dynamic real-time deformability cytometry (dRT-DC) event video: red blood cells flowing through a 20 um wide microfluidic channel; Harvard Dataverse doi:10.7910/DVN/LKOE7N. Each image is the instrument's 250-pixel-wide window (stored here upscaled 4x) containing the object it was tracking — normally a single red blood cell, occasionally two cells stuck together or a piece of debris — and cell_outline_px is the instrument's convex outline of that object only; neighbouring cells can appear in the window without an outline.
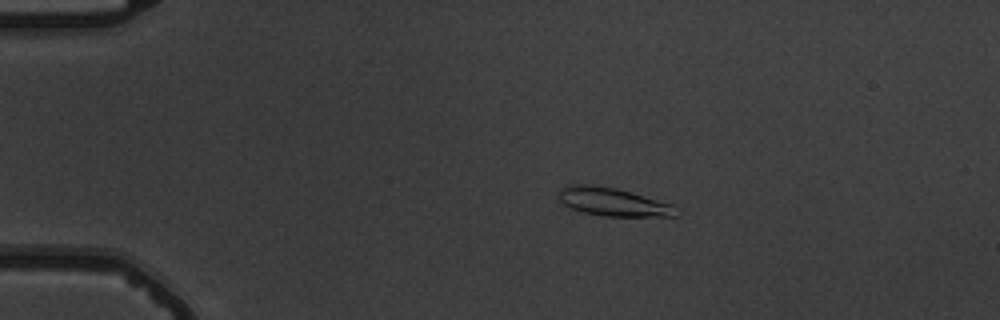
{"species": "common noctule bat (a hibernating species)", "species_latin": "Nyctalus noctula", "temperature_condition": "warm", "stored_images_in_passage": 6, "camera_frame_rate_fps": 3000, "um_per_image_px": 0.085, "animal": {"sex": "male", "body_mass_g": 19.5, "forearm_length_mm": 54.6}, "frame": {"image": 1, "passage_image": 4, "time_ms": 3.667, "image_size_px": [1000, 320], "cell_outline_px": [[676, 216], [604, 216], [584, 212], [572, 208], [564, 204], [560, 200], [560, 188], [568, 184], [588, 184], [616, 188], [676, 204]], "centroid_in_image_um": [52.14, 17.15], "position_along_channel_um": 32.9, "area_um2": 19.31}}